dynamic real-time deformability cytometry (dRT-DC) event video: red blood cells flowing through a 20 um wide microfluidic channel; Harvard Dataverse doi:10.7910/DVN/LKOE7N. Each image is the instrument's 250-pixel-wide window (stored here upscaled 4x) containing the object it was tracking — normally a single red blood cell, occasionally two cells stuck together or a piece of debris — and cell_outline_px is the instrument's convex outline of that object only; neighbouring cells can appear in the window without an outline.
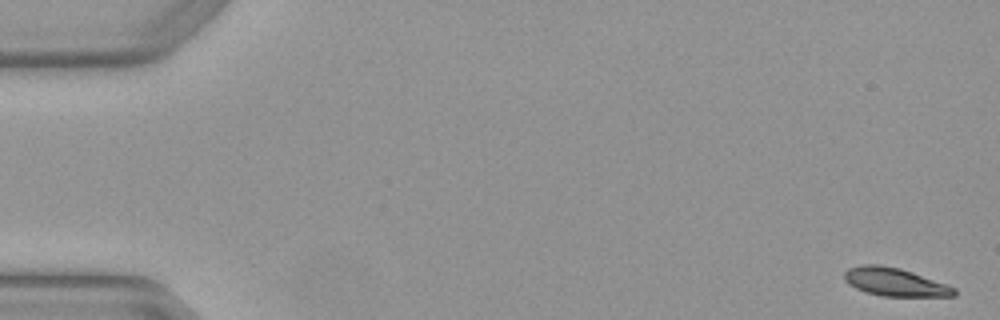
{"species": "Egyptian fruit bat (a non-hibernating species)", "species_latin": "Rousettus aegyptiacus", "temperature_condition": "warm", "stored_images_in_passage": 5, "segment_of_instrument_passage": [1, 2], "camera_frame_rate_fps": 3000, "um_per_image_px": 0.085, "animal": {"sex": "female"}, "frame": {"image": 1, "passage_image": 1, "time_ms": 0.0, "image_size_px": [1000, 320], "cell_outline_px": [[956, 296], [880, 296], [856, 288], [848, 284], [844, 280], [844, 272], [848, 268], [860, 264], [880, 264], [900, 268], [912, 272], [956, 288]], "centroid_in_image_um": [76.02, 23.96], "position_along_channel_um": 9.0, "area_um2": 17.98}}